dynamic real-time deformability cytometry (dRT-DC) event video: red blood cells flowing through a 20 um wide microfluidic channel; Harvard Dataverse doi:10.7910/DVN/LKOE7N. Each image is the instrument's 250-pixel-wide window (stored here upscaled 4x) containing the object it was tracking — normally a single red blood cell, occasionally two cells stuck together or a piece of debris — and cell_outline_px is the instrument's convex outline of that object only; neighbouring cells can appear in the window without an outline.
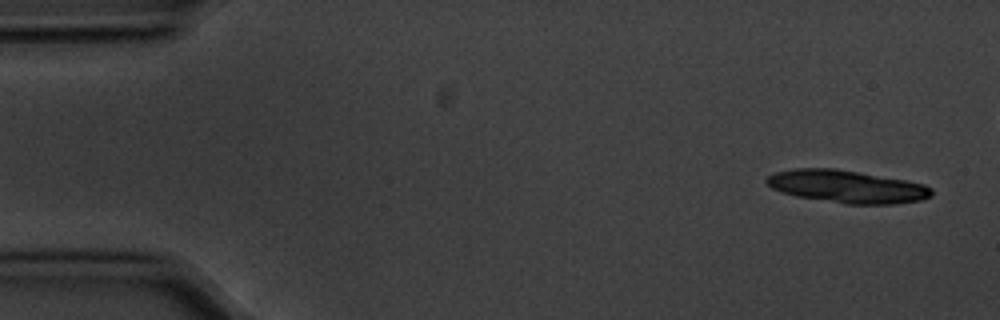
{"species": "common noctule bat (a hibernating species)", "species_latin": "Nyctalus noctula", "temperature_condition": "cold", "stored_images_in_passage": 6, "camera_frame_rate_fps": 3000, "um_per_image_px": 0.085, "animal": {"sex": "male", "body_mass_g": 20.1, "forearm_length_mm": 53.5}, "frame": {"image": 1, "passage_image": 1, "time_ms": 0.0, "image_size_px": [1000, 320], "cell_outline_px": [[932, 196], [920, 200], [896, 204], [844, 204], [796, 196], [772, 188], [764, 180], [768, 176], [776, 172], [792, 168], [836, 168], [904, 180], [924, 184], [932, 188]], "centroid_in_image_um": [71.99, 15.86], "position_along_channel_um": 13.0, "area_um2": 31.33}}